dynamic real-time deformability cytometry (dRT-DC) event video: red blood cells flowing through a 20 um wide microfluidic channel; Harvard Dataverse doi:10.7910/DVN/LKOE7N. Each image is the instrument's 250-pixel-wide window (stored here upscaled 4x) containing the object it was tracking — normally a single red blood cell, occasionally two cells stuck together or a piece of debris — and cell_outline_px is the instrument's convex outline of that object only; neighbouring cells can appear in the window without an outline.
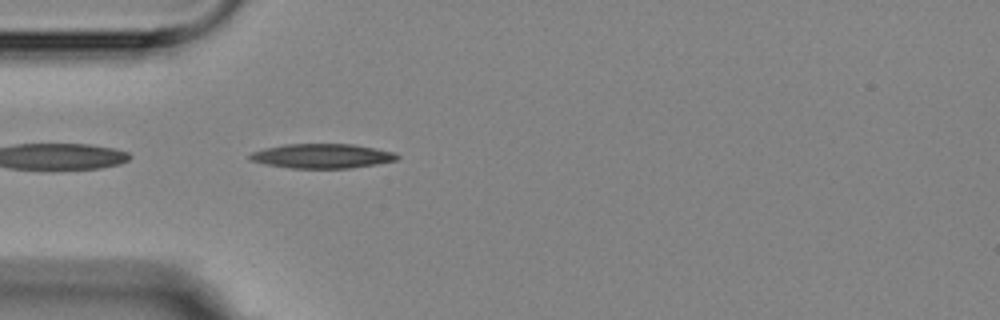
{"species": "Egyptian fruit bat (a non-hibernating species)", "species_latin": "Rousettus aegyptiacus", "temperature_condition": "room temperature", "stored_images_in_passage": 2, "camera_frame_rate_fps": 3000, "um_per_image_px": 0.085, "animal": {"sex": "female"}, "frame": {"image": 1, "passage_image": 2, "time_ms": 2.333, "image_size_px": [1000, 320], "cell_outline_px": [[400, 156], [396, 160], [376, 164], [352, 168], [292, 168], [268, 164], [248, 160], [248, 156], [252, 152], [264, 148], [284, 144], [352, 144], [396, 152]], "centroid_in_image_um": [27.38, 13.26], "position_along_channel_um": 57.6, "area_um2": 20.98}}